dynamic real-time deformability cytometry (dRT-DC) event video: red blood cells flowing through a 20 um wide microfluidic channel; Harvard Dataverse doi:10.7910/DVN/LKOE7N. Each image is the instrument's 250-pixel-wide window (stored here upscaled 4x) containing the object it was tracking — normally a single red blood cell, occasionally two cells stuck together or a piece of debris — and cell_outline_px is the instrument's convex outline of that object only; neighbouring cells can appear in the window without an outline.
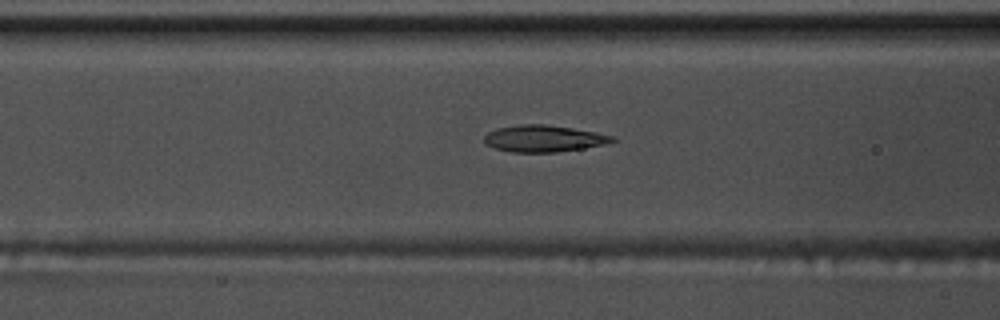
{"species": "common noctule bat (a hibernating species)", "species_latin": "Nyctalus noctula", "temperature_condition": "warm", "stored_images_in_passage": 55, "camera_frame_rate_fps": 3000, "um_per_image_px": 0.085, "animal": {"sex": "male", "body_mass_g": 17.5, "forearm_length_mm": 52.3}, "frame": {"image": 1, "passage_image": 22, "time_ms": 7.0, "image_size_px": [1000, 320], "cell_outline_px": [[616, 140], [604, 144], [556, 152], [512, 152], [496, 148], [484, 144], [484, 136], [488, 132], [496, 128], [520, 124], [544, 124], [572, 128], [596, 132], [612, 136]], "centroid_in_image_um": [46.15, 11.77], "position_along_channel_um": 120.4, "area_um2": 19.71}}
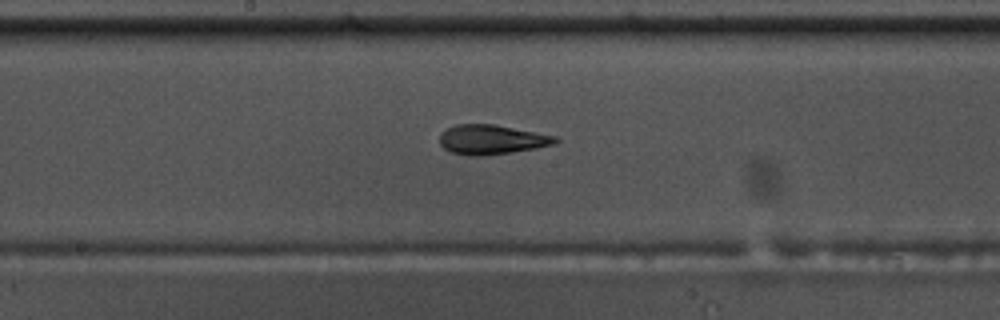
{"frame": {"image": 2, "passage_image": 29, "time_ms": 9.333, "image_size_px": [1000, 320], "cell_outline_px": [[560, 140], [552, 144], [536, 148], [512, 152], [484, 156], [468, 156], [452, 152], [444, 148], [440, 144], [440, 132], [444, 128], [456, 124], [492, 124], [556, 136]], "centroid_in_image_um": [41.73, 11.86], "position_along_channel_um": 206.5, "area_um2": 19.94}}
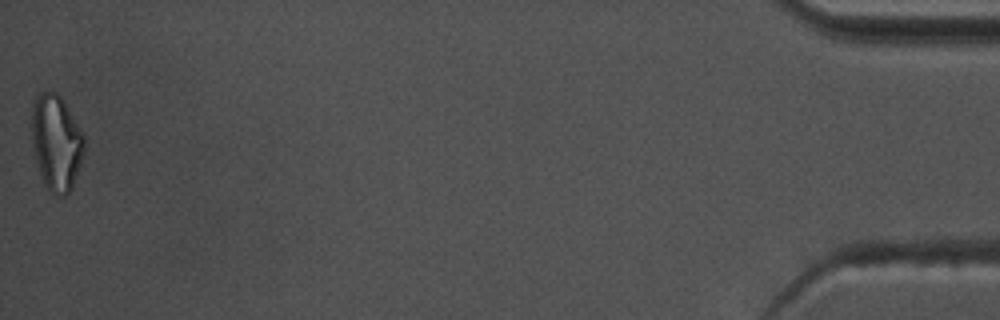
{"frame": {"image": 3, "passage_image": 55, "time_ms": 18.0, "image_size_px": [1000, 320], "cell_outline_px": [[84, 148], [80, 164], [72, 188], [64, 196], [56, 196], [44, 184], [36, 160], [32, 144], [32, 100], [44, 88], [56, 92], [64, 100], [84, 132]], "centroid_in_image_um": [4.78, 12.04], "position_along_channel_um": 430.4, "area_um2": 29.65}, "authors_computed_cell_mechanics": {"area_um2": 20.1722, "velocity_mm_per_s": 3.7028, "shape_relaxation_time_tau1_ms": 8.498, "shape_relaxation_time_tau2_ms": 1.9124, "deformation_change_tau1": 0.2359, "deformation_change_tau2": 0.0874}}